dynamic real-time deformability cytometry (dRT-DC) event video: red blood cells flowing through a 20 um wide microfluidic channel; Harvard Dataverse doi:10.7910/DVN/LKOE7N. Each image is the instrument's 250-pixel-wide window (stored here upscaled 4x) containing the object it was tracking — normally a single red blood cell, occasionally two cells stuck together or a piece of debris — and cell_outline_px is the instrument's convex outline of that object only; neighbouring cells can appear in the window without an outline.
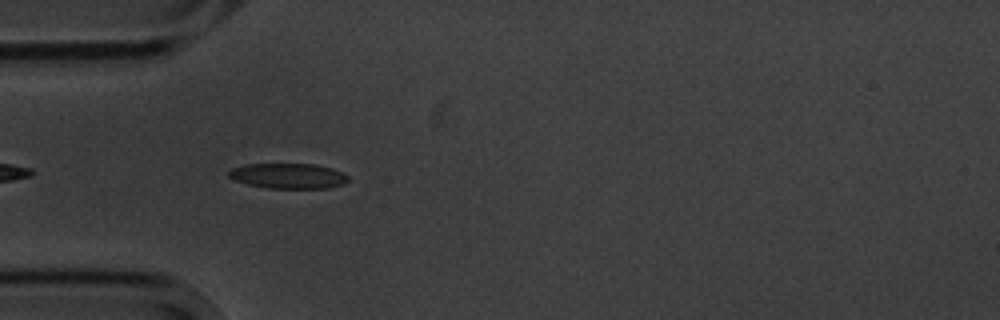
{"species": "common noctule bat (a hibernating species)", "species_latin": "Nyctalus noctula", "temperature_condition": "cold", "stored_images_in_passage": 6, "camera_frame_rate_fps": 3000, "um_per_image_px": 0.085, "animal": {"sex": "male", "body_mass_g": 20.1, "forearm_length_mm": 53.5}, "frame": {"image": 1, "passage_image": 5, "time_ms": 4.667, "image_size_px": [1000, 320], "cell_outline_px": [[348, 180], [344, 184], [328, 188], [268, 188], [248, 184], [236, 180], [228, 176], [228, 172], [232, 168], [244, 164], [312, 164], [332, 168], [344, 172], [348, 176]], "centroid_in_image_um": [24.53, 14.95], "position_along_channel_um": 60.5, "area_um2": 17.57}}
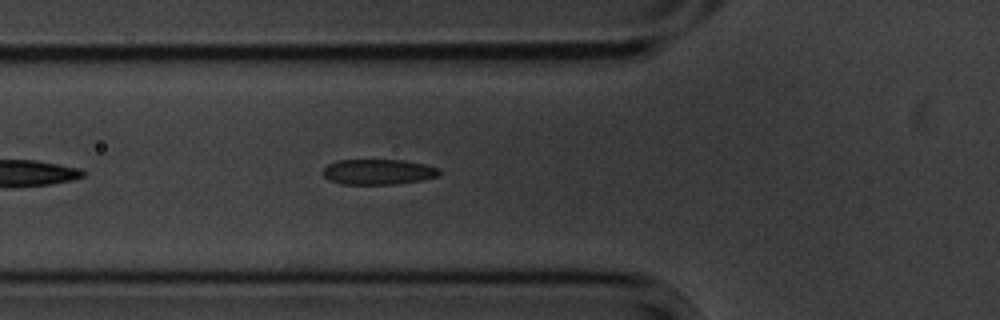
{"frame": {"image": 2, "passage_image": 6, "time_ms": 5.667, "image_size_px": [1000, 320], "cell_outline_px": [[440, 176], [420, 180], [392, 184], [344, 184], [328, 180], [320, 172], [328, 164], [336, 160], [404, 160], [424, 164], [440, 168]], "centroid_in_image_um": [32.13, 14.6], "position_along_channel_um": 93.7, "area_um2": 17.28}}